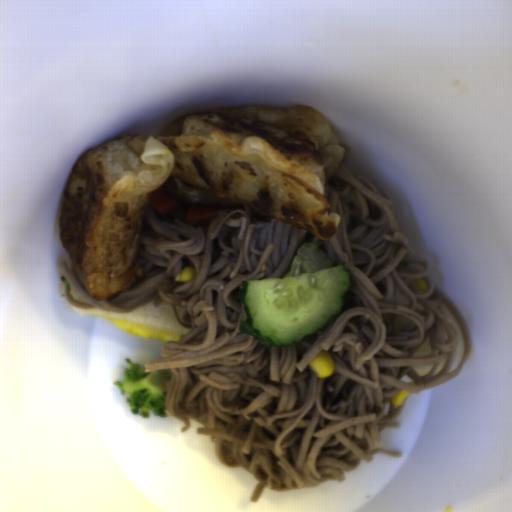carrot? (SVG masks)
<instances>
[{
    "instance_id": "b8716197",
    "label": "carrot",
    "mask_w": 512,
    "mask_h": 512,
    "mask_svg": "<svg viewBox=\"0 0 512 512\" xmlns=\"http://www.w3.org/2000/svg\"><path fill=\"white\" fill-rule=\"evenodd\" d=\"M148 204L162 216L180 209L186 204L172 200L165 192L163 186L155 189L149 199Z\"/></svg>"
},
{
    "instance_id": "cead05ca",
    "label": "carrot",
    "mask_w": 512,
    "mask_h": 512,
    "mask_svg": "<svg viewBox=\"0 0 512 512\" xmlns=\"http://www.w3.org/2000/svg\"><path fill=\"white\" fill-rule=\"evenodd\" d=\"M227 207H203L191 206L185 217L186 222H198L208 224L210 220L217 219L219 212H223Z\"/></svg>"
}]
</instances>
